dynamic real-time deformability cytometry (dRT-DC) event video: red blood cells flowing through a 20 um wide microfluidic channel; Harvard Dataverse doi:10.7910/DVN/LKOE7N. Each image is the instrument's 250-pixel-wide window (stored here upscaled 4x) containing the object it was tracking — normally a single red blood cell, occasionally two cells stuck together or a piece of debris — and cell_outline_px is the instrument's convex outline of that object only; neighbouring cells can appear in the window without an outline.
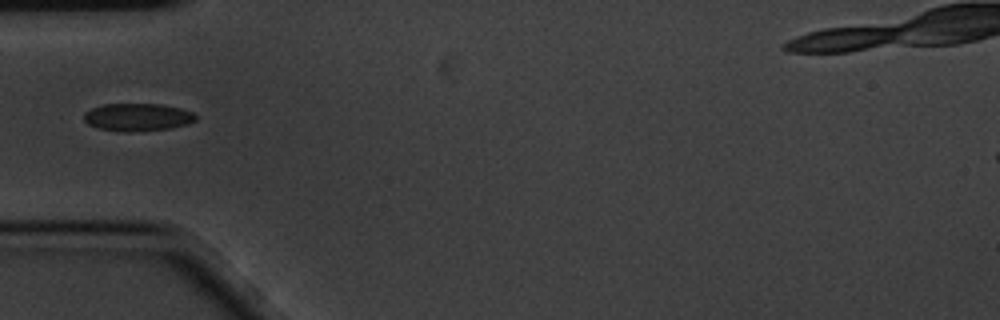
{"species": "common noctule bat (a hibernating species)", "species_latin": "Nyctalus noctula", "temperature_condition": "cold", "stored_images_in_passage": 2, "camera_frame_rate_fps": 3000, "um_per_image_px": 0.085, "animal": {"sex": "male", "body_mass_g": 20.1, "forearm_length_mm": 53.5}, "frame": {"image": 1, "passage_image": 1, "time_ms": 0.0, "image_size_px": [1000, 320], "cell_outline_px": [[196, 120], [188, 124], [172, 128], [132, 132], [116, 132], [96, 128], [88, 124], [84, 120], [84, 112], [92, 108], [104, 104], [160, 104], [180, 108], [192, 112], [196, 116]], "centroid_in_image_um": [11.67, 9.97], "position_along_channel_um": 73.3, "area_um2": 18.26}}
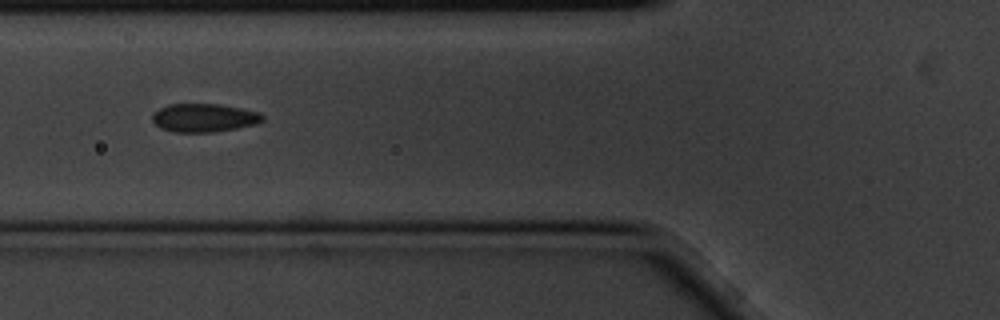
{"frame": {"image": 2, "passage_image": 2, "time_ms": 0.333, "image_size_px": [1000, 320], "cell_outline_px": [[264, 120], [256, 124], [236, 128], [212, 132], [176, 132], [160, 128], [152, 120], [152, 112], [168, 104], [220, 104], [260, 112], [264, 116]], "centroid_in_image_um": [17.34, 10.0], "position_along_channel_um": 108.5, "area_um2": 18.26}}